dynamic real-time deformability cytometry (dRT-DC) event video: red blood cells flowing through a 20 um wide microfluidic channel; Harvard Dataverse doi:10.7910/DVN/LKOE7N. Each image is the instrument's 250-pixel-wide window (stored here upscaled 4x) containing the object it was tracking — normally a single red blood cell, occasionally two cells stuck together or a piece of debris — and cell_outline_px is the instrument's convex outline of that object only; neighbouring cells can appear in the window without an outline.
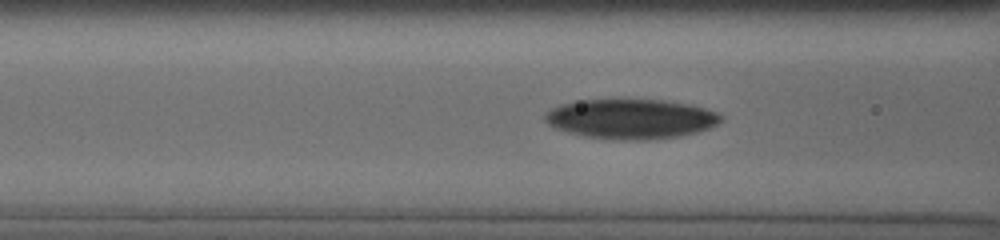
{"species": "human", "species_latin": "Homo sapiens", "temperature_condition": "cold", "stored_images_in_passage": 18, "camera_frame_rate_fps": 3000, "um_per_image_px": 0.085, "donor": {"sex": "male"}, "frame": {"image": 1, "passage_image": 7, "time_ms": 1.333, "image_size_px": [1000, 240], "cell_outline_px": [[724, 120], [708, 128], [696, 132], [680, 136], [648, 140], [612, 140], [580, 136], [556, 128], [548, 124], [544, 120], [544, 116], [552, 108], [560, 104], [576, 100], [664, 100], [688, 104], [704, 108], [716, 112], [724, 116]], "centroid_in_image_um": [53.62, 10.12], "position_along_channel_um": 113.0, "area_um2": 40.98}}
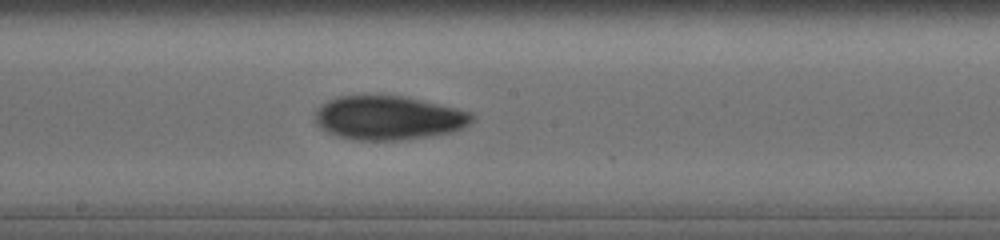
{"frame": {"image": 2, "passage_image": 12, "time_ms": 4.0, "image_size_px": [1000, 240], "cell_outline_px": [[476, 116], [468, 124], [452, 132], [432, 136], [404, 140], [352, 140], [336, 136], [320, 128], [316, 124], [316, 112], [328, 100], [340, 96], [400, 96], [456, 108], [472, 112]], "centroid_in_image_um": [33.03, 10.04], "position_along_channel_um": 215.2, "area_um2": 39.88}}
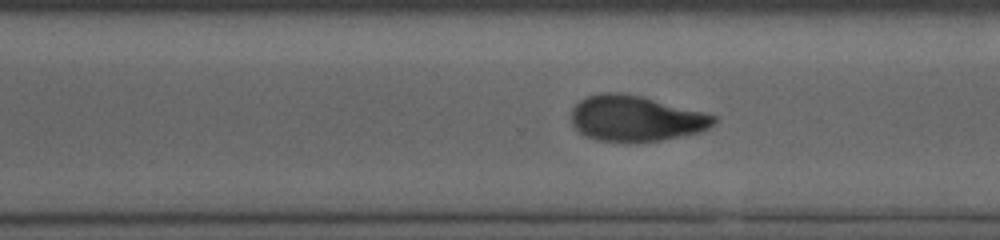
{"frame": {"image": 3, "passage_image": 17, "time_ms": 6.667, "image_size_px": [1000, 240], "cell_outline_px": [[716, 120], [708, 128], [700, 132], [660, 140], [596, 140], [584, 136], [572, 124], [572, 108], [580, 100], [588, 96], [600, 92], [620, 92], [640, 96], [708, 112], [716, 116]], "centroid_in_image_um": [54.05, 10.03], "position_along_channel_um": 316.6, "area_um2": 37.57}}